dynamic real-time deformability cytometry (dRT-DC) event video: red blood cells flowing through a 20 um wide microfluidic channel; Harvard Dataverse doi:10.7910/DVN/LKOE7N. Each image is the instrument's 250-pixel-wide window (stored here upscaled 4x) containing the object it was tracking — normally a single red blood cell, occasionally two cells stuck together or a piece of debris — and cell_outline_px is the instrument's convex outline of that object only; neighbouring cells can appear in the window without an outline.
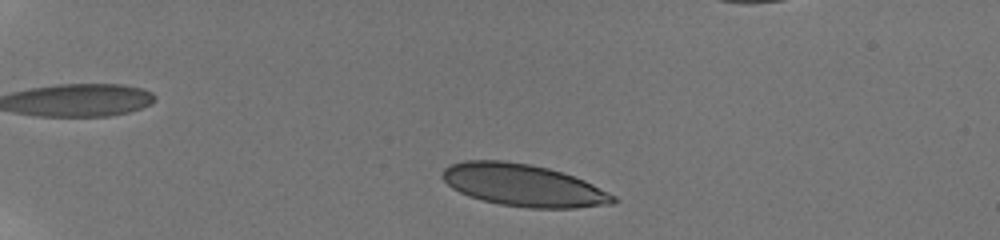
{"species": "human", "species_latin": "Homo sapiens", "temperature_condition": "room temperature", "stored_images_in_passage": 44, "camera_frame_rate_fps": 3000, "um_per_image_px": 0.085, "donor": {"sex": "male"}, "frame": {"image": 1, "passage_image": 4, "time_ms": 1.0, "image_size_px": [1000, 240], "cell_outline_px": [[620, 200], [612, 204], [576, 208], [528, 208], [500, 204], [468, 196], [452, 188], [440, 176], [444, 168], [452, 164], [464, 160], [504, 160], [528, 164], [548, 168], [584, 180], [616, 196]], "centroid_in_image_um": [44.48, 15.75], "position_along_channel_um": 40.5, "area_um2": 41.91}}
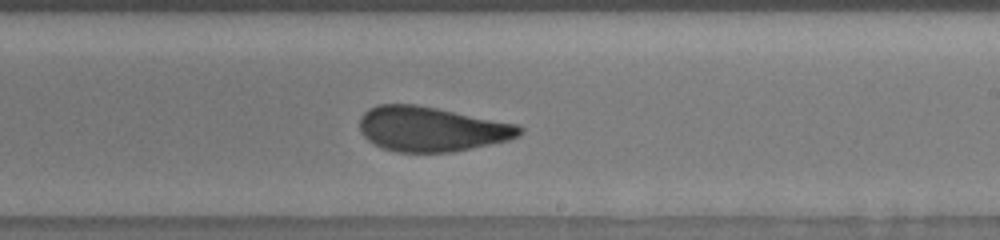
{"frame": {"image": 2, "passage_image": 27, "time_ms": 8.667, "image_size_px": [1000, 240], "cell_outline_px": [[524, 132], [520, 136], [508, 140], [472, 148], [452, 152], [396, 152], [384, 148], [368, 140], [360, 132], [360, 116], [368, 108], [380, 104], [416, 104], [520, 124], [524, 128]], "centroid_in_image_um": [36.71, 10.96], "position_along_channel_um": 252.3, "area_um2": 41.96}}
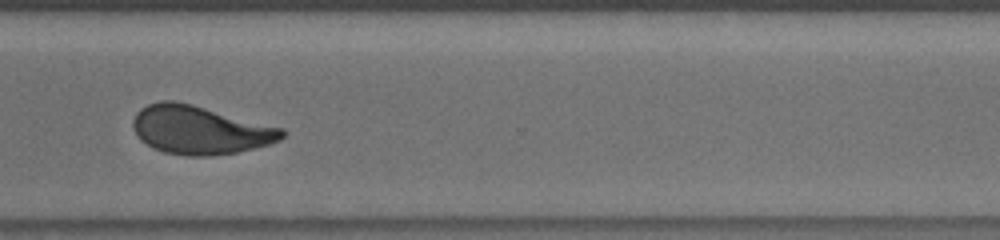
{"frame": {"image": 3, "passage_image": 35, "time_ms": 11.333, "image_size_px": [1000, 240], "cell_outline_px": [[284, 136], [280, 140], [268, 144], [236, 152], [208, 156], [188, 156], [164, 152], [152, 148], [140, 140], [136, 136], [132, 124], [132, 120], [136, 112], [140, 108], [148, 104], [160, 100], [172, 100], [192, 104], [284, 128]], "centroid_in_image_um": [16.94, 11.04], "position_along_channel_um": 353.7, "area_um2": 42.14}, "authors_computed_cell_mechanics": {"area_um2": 41.9339, "velocity_mm_per_s": 3.8015, "shape_relaxation_time_tau1_ms": null, "shape_relaxation_time_tau2_ms": 1.0563, "deformation_change_tau1": null, "deformation_change_tau2": 0.0542}}